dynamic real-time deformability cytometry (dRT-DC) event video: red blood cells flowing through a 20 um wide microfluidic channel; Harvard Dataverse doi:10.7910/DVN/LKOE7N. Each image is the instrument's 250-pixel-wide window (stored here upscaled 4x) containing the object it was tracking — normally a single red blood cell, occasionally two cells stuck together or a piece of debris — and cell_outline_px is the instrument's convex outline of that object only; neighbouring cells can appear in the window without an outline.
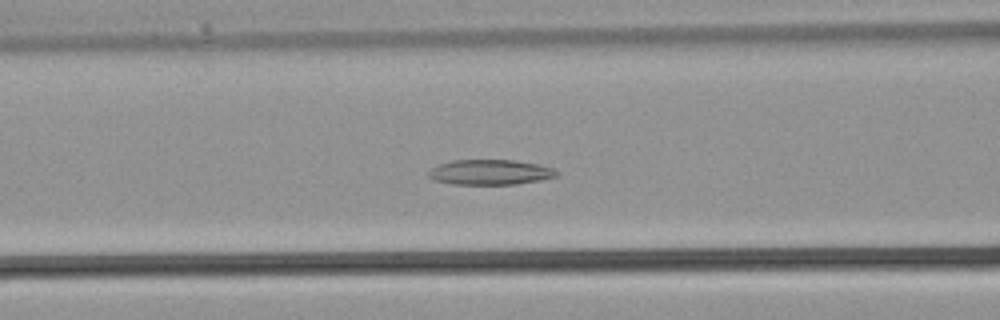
{"species": "common noctule bat (a hibernating species)", "species_latin": "Nyctalus noctula", "temperature_condition": "warm", "stored_images_in_passage": 36, "camera_frame_rate_fps": 3000, "um_per_image_px": 0.085, "animal": {"sex": "male", "body_mass_g": 21.5, "forearm_length_mm": 52.0}, "frame": {"image": 1, "passage_image": 14, "time_ms": 4.333, "image_size_px": [1000, 320], "cell_outline_px": [[560, 172], [556, 176], [540, 180], [516, 184], [452, 184], [432, 180], [428, 176], [428, 172], [436, 164], [452, 160], [516, 160], [536, 164], [552, 168]], "centroid_in_image_um": [41.62, 14.63], "position_along_channel_um": 125.0, "area_um2": 18.84}}
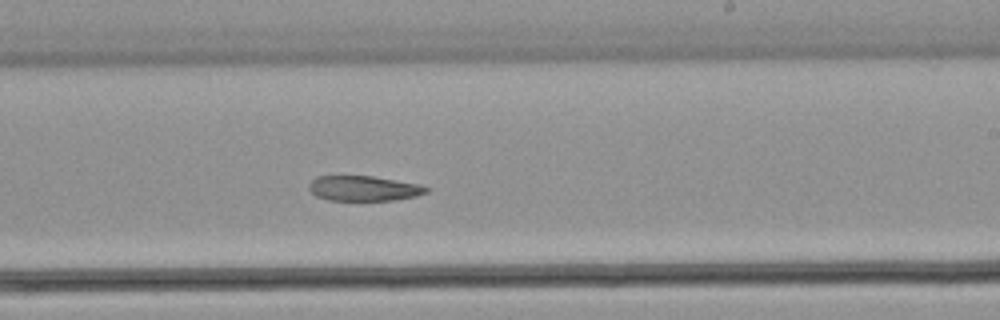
{"frame": {"image": 2, "passage_image": 21, "time_ms": 6.667, "image_size_px": [1000, 320], "cell_outline_px": [[428, 192], [416, 196], [396, 200], [328, 200], [316, 196], [308, 188], [308, 184], [316, 176], [372, 176], [420, 184], [428, 188]], "centroid_in_image_um": [30.91, 16.01], "position_along_channel_um": 258.1, "area_um2": 17.17}}
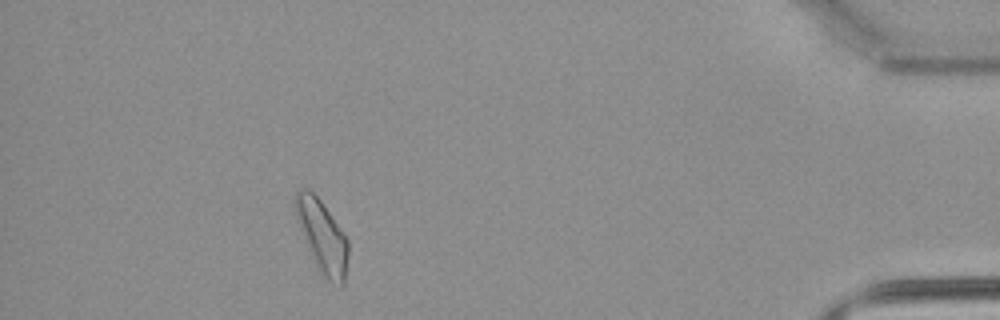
{"frame": {"image": 3, "passage_image": 32, "time_ms": 10.333, "image_size_px": [1000, 320], "cell_outline_px": [[348, 256], [344, 288], [340, 288], [332, 284], [316, 268], [296, 220], [296, 192], [300, 188], [308, 188], [320, 200], [344, 232], [348, 240]], "centroid_in_image_um": [27.41, 20.16], "position_along_channel_um": 407.8, "area_um2": 22.43}}